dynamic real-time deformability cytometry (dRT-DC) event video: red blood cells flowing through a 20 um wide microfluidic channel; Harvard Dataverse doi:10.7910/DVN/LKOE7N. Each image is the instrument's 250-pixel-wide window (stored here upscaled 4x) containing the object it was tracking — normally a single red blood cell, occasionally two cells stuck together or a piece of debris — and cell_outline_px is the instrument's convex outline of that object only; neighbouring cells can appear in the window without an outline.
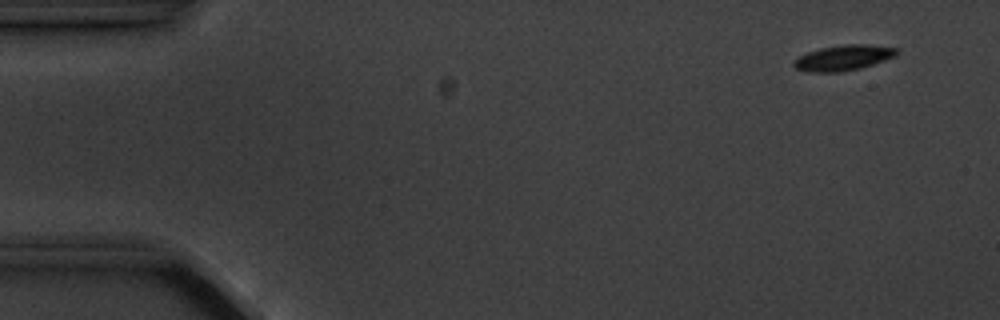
{"species": "common noctule bat (a hibernating species)", "species_latin": "Nyctalus noctula", "temperature_condition": "cold", "stored_images_in_passage": 4, "camera_frame_rate_fps": 3000, "um_per_image_px": 0.085, "animal": {"sex": "male", "body_mass_g": 20.1, "forearm_length_mm": 53.5}, "frame": {"image": 1, "passage_image": 1, "time_ms": 0.0, "image_size_px": [1000, 320], "cell_outline_px": [[896, 56], [860, 68], [840, 72], [808, 72], [796, 68], [792, 64], [800, 56], [808, 52], [820, 48], [844, 44], [868, 44], [896, 48]], "centroid_in_image_um": [71.67, 4.91], "position_along_channel_um": 13.3, "area_um2": 15.03}}
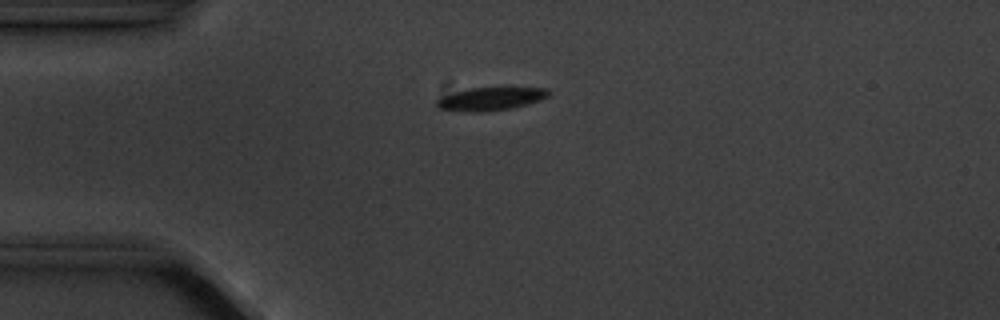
{"frame": {"image": 2, "passage_image": 4, "time_ms": 3.333, "image_size_px": [1000, 320], "cell_outline_px": [[548, 96], [540, 100], [512, 108], [484, 112], [464, 112], [436, 108], [436, 100], [440, 96], [468, 88], [548, 88]], "centroid_in_image_um": [41.62, 8.41], "position_along_channel_um": 43.4, "area_um2": 15.09}}